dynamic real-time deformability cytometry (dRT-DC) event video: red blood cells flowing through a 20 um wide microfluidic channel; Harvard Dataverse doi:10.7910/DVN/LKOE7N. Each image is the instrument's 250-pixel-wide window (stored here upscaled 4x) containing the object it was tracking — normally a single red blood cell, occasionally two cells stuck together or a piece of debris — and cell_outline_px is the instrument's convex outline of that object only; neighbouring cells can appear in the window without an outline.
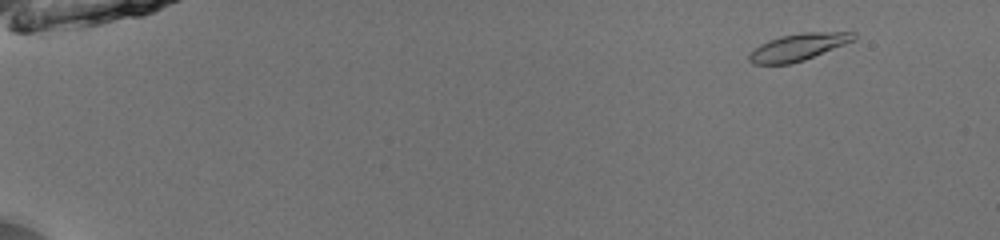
{"species": "common noctule bat (a hibernating species)", "species_latin": "Nyctalus noctula", "temperature_condition": "room temperature", "stored_images_in_passage": 52, "camera_frame_rate_fps": 3000, "um_per_image_px": 0.085, "animal": {"sex": "male", "body_mass_g": 13.0, "forearm_length_mm": 53.1}, "frame": {"image": 1, "passage_image": 4, "time_ms": 1.0, "image_size_px": [1000, 240], "cell_outline_px": [[856, 40], [804, 60], [788, 64], [752, 64], [748, 60], [748, 56], [760, 44], [768, 40], [780, 36], [800, 32], [856, 32]], "centroid_in_image_um": [67.87, 3.99], "position_along_channel_um": 17.1, "area_um2": 16.47}}
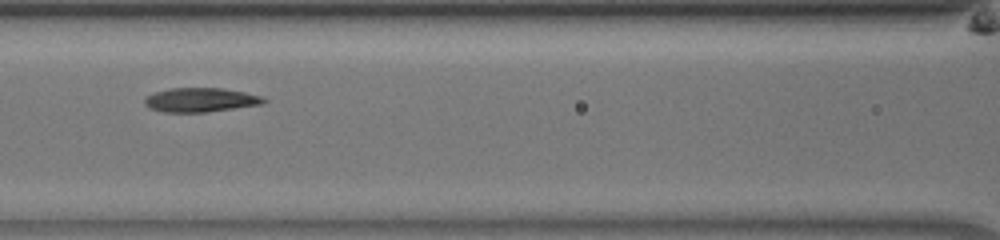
{"frame": {"image": 2, "passage_image": 25, "time_ms": 8.0, "image_size_px": [1000, 240], "cell_outline_px": [[268, 100], [264, 104], [208, 112], [164, 112], [148, 108], [144, 104], [144, 100], [148, 96], [156, 92], [168, 88], [224, 88], [264, 96]], "centroid_in_image_um": [17.09, 8.49], "position_along_channel_um": 149.5, "area_um2": 16.94}}
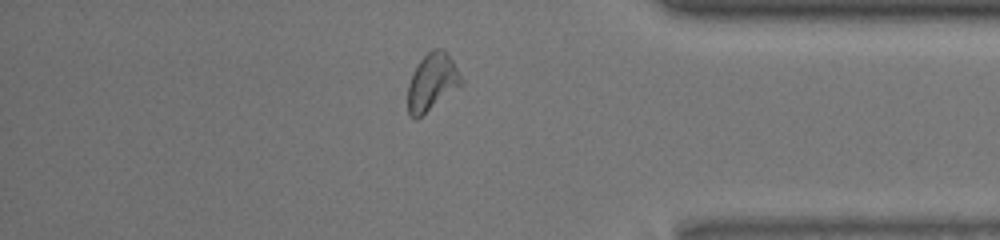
{"frame": {"image": 3, "passage_image": 45, "time_ms": 14.667, "image_size_px": [1000, 240], "cell_outline_px": [[464, 80], [460, 84], [416, 120], [408, 112], [408, 84], [412, 72], [416, 64], [432, 48], [444, 48], [452, 60]], "centroid_in_image_um": [36.69, 6.92], "position_along_channel_um": 398.5, "area_um2": 17.46}, "authors_computed_cell_mechanics": {"area_um2": 16.7909, "velocity_mm_per_s": 3.9427, "shape_relaxation_time_tau1_ms": 6.1529, "shape_relaxation_time_tau2_ms": 4.1823, "deformation_change_tau1": 0.1551, "deformation_change_tau2": 0.1166}}